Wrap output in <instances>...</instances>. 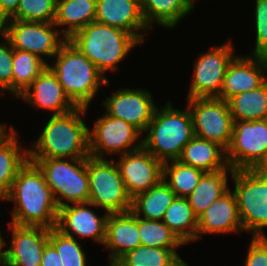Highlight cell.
I'll list each match as a JSON object with an SVG mask.
<instances>
[{
	"label": "cell",
	"mask_w": 267,
	"mask_h": 266,
	"mask_svg": "<svg viewBox=\"0 0 267 266\" xmlns=\"http://www.w3.org/2000/svg\"><path fill=\"white\" fill-rule=\"evenodd\" d=\"M244 266H267V236L252 237Z\"/></svg>",
	"instance_id": "cell-39"
},
{
	"label": "cell",
	"mask_w": 267,
	"mask_h": 266,
	"mask_svg": "<svg viewBox=\"0 0 267 266\" xmlns=\"http://www.w3.org/2000/svg\"><path fill=\"white\" fill-rule=\"evenodd\" d=\"M253 57L238 55L233 58L226 69L218 98L228 101L241 92L257 89L267 80L264 75L267 72V57Z\"/></svg>",
	"instance_id": "cell-17"
},
{
	"label": "cell",
	"mask_w": 267,
	"mask_h": 266,
	"mask_svg": "<svg viewBox=\"0 0 267 266\" xmlns=\"http://www.w3.org/2000/svg\"><path fill=\"white\" fill-rule=\"evenodd\" d=\"M95 21L123 29L140 43L146 34H141L139 30L150 29L144 20L139 0H96Z\"/></svg>",
	"instance_id": "cell-19"
},
{
	"label": "cell",
	"mask_w": 267,
	"mask_h": 266,
	"mask_svg": "<svg viewBox=\"0 0 267 266\" xmlns=\"http://www.w3.org/2000/svg\"><path fill=\"white\" fill-rule=\"evenodd\" d=\"M5 245H6V242L4 241L0 233V264H2L3 259H4L5 251H3L2 249L4 248L3 246Z\"/></svg>",
	"instance_id": "cell-43"
},
{
	"label": "cell",
	"mask_w": 267,
	"mask_h": 266,
	"mask_svg": "<svg viewBox=\"0 0 267 266\" xmlns=\"http://www.w3.org/2000/svg\"><path fill=\"white\" fill-rule=\"evenodd\" d=\"M20 0H0V15L5 19H10L17 11Z\"/></svg>",
	"instance_id": "cell-41"
},
{
	"label": "cell",
	"mask_w": 267,
	"mask_h": 266,
	"mask_svg": "<svg viewBox=\"0 0 267 266\" xmlns=\"http://www.w3.org/2000/svg\"><path fill=\"white\" fill-rule=\"evenodd\" d=\"M115 266H188L175 249H162L140 245L128 251Z\"/></svg>",
	"instance_id": "cell-32"
},
{
	"label": "cell",
	"mask_w": 267,
	"mask_h": 266,
	"mask_svg": "<svg viewBox=\"0 0 267 266\" xmlns=\"http://www.w3.org/2000/svg\"><path fill=\"white\" fill-rule=\"evenodd\" d=\"M73 205L67 203L59 208L56 228L67 236L92 237L96 242L104 244L109 213L100 218L86 207L94 206L90 202Z\"/></svg>",
	"instance_id": "cell-18"
},
{
	"label": "cell",
	"mask_w": 267,
	"mask_h": 266,
	"mask_svg": "<svg viewBox=\"0 0 267 266\" xmlns=\"http://www.w3.org/2000/svg\"><path fill=\"white\" fill-rule=\"evenodd\" d=\"M54 57L57 59L54 66L48 67L64 92L77 107L88 108L98 88L109 83L107 77L68 39Z\"/></svg>",
	"instance_id": "cell-3"
},
{
	"label": "cell",
	"mask_w": 267,
	"mask_h": 266,
	"mask_svg": "<svg viewBox=\"0 0 267 266\" xmlns=\"http://www.w3.org/2000/svg\"><path fill=\"white\" fill-rule=\"evenodd\" d=\"M20 97L34 107L52 110L53 116L68 113L77 107L66 95L56 75L48 66Z\"/></svg>",
	"instance_id": "cell-20"
},
{
	"label": "cell",
	"mask_w": 267,
	"mask_h": 266,
	"mask_svg": "<svg viewBox=\"0 0 267 266\" xmlns=\"http://www.w3.org/2000/svg\"><path fill=\"white\" fill-rule=\"evenodd\" d=\"M116 164L131 198L147 191L163 179V162L143 146L121 155Z\"/></svg>",
	"instance_id": "cell-14"
},
{
	"label": "cell",
	"mask_w": 267,
	"mask_h": 266,
	"mask_svg": "<svg viewBox=\"0 0 267 266\" xmlns=\"http://www.w3.org/2000/svg\"><path fill=\"white\" fill-rule=\"evenodd\" d=\"M140 134L142 133L130 123L105 113L89 131L90 156L104 159V152L109 155L120 152V155H124L135 151L142 147V140L138 141ZM136 140L138 143L134 144Z\"/></svg>",
	"instance_id": "cell-12"
},
{
	"label": "cell",
	"mask_w": 267,
	"mask_h": 266,
	"mask_svg": "<svg viewBox=\"0 0 267 266\" xmlns=\"http://www.w3.org/2000/svg\"><path fill=\"white\" fill-rule=\"evenodd\" d=\"M31 52L13 48L12 92L19 97L45 70L48 64Z\"/></svg>",
	"instance_id": "cell-31"
},
{
	"label": "cell",
	"mask_w": 267,
	"mask_h": 266,
	"mask_svg": "<svg viewBox=\"0 0 267 266\" xmlns=\"http://www.w3.org/2000/svg\"><path fill=\"white\" fill-rule=\"evenodd\" d=\"M2 200L15 203L10 223L48 229L57 225L59 207L53 192L39 167L30 160L19 169L9 193Z\"/></svg>",
	"instance_id": "cell-1"
},
{
	"label": "cell",
	"mask_w": 267,
	"mask_h": 266,
	"mask_svg": "<svg viewBox=\"0 0 267 266\" xmlns=\"http://www.w3.org/2000/svg\"><path fill=\"white\" fill-rule=\"evenodd\" d=\"M267 150V119L234 121L231 142L226 149L233 170L253 169Z\"/></svg>",
	"instance_id": "cell-10"
},
{
	"label": "cell",
	"mask_w": 267,
	"mask_h": 266,
	"mask_svg": "<svg viewBox=\"0 0 267 266\" xmlns=\"http://www.w3.org/2000/svg\"><path fill=\"white\" fill-rule=\"evenodd\" d=\"M194 136L218 143L228 148L234 127V120L226 100L218 97L190 98L188 108Z\"/></svg>",
	"instance_id": "cell-9"
},
{
	"label": "cell",
	"mask_w": 267,
	"mask_h": 266,
	"mask_svg": "<svg viewBox=\"0 0 267 266\" xmlns=\"http://www.w3.org/2000/svg\"><path fill=\"white\" fill-rule=\"evenodd\" d=\"M154 111L142 139V146L163 163L177 160L183 148L194 137L193 121L189 109L180 111L170 104ZM170 159V160H169Z\"/></svg>",
	"instance_id": "cell-5"
},
{
	"label": "cell",
	"mask_w": 267,
	"mask_h": 266,
	"mask_svg": "<svg viewBox=\"0 0 267 266\" xmlns=\"http://www.w3.org/2000/svg\"><path fill=\"white\" fill-rule=\"evenodd\" d=\"M57 0H20L16 13L8 20L54 22Z\"/></svg>",
	"instance_id": "cell-36"
},
{
	"label": "cell",
	"mask_w": 267,
	"mask_h": 266,
	"mask_svg": "<svg viewBox=\"0 0 267 266\" xmlns=\"http://www.w3.org/2000/svg\"><path fill=\"white\" fill-rule=\"evenodd\" d=\"M6 43L0 44V89L11 91L13 76V46L9 39L1 34Z\"/></svg>",
	"instance_id": "cell-38"
},
{
	"label": "cell",
	"mask_w": 267,
	"mask_h": 266,
	"mask_svg": "<svg viewBox=\"0 0 267 266\" xmlns=\"http://www.w3.org/2000/svg\"><path fill=\"white\" fill-rule=\"evenodd\" d=\"M227 169L232 175L234 170L229 166L225 170L206 172L193 192L187 197L197 217L229 190L227 186Z\"/></svg>",
	"instance_id": "cell-27"
},
{
	"label": "cell",
	"mask_w": 267,
	"mask_h": 266,
	"mask_svg": "<svg viewBox=\"0 0 267 266\" xmlns=\"http://www.w3.org/2000/svg\"><path fill=\"white\" fill-rule=\"evenodd\" d=\"M89 202L109 214L130 212L132 198L128 194L114 160L87 158Z\"/></svg>",
	"instance_id": "cell-8"
},
{
	"label": "cell",
	"mask_w": 267,
	"mask_h": 266,
	"mask_svg": "<svg viewBox=\"0 0 267 266\" xmlns=\"http://www.w3.org/2000/svg\"><path fill=\"white\" fill-rule=\"evenodd\" d=\"M231 41L199 55L188 98L219 97L228 64L236 56Z\"/></svg>",
	"instance_id": "cell-13"
},
{
	"label": "cell",
	"mask_w": 267,
	"mask_h": 266,
	"mask_svg": "<svg viewBox=\"0 0 267 266\" xmlns=\"http://www.w3.org/2000/svg\"><path fill=\"white\" fill-rule=\"evenodd\" d=\"M176 197V194L162 179L147 191L135 195L132 198L130 211L137 217L143 215L144 219L162 220L165 211Z\"/></svg>",
	"instance_id": "cell-26"
},
{
	"label": "cell",
	"mask_w": 267,
	"mask_h": 266,
	"mask_svg": "<svg viewBox=\"0 0 267 266\" xmlns=\"http://www.w3.org/2000/svg\"><path fill=\"white\" fill-rule=\"evenodd\" d=\"M243 230L234 192L228 190L198 217L197 239L201 233H229Z\"/></svg>",
	"instance_id": "cell-22"
},
{
	"label": "cell",
	"mask_w": 267,
	"mask_h": 266,
	"mask_svg": "<svg viewBox=\"0 0 267 266\" xmlns=\"http://www.w3.org/2000/svg\"><path fill=\"white\" fill-rule=\"evenodd\" d=\"M103 245L111 249L109 265L115 264L128 251L142 245L139 235L138 217L131 211L109 214Z\"/></svg>",
	"instance_id": "cell-21"
},
{
	"label": "cell",
	"mask_w": 267,
	"mask_h": 266,
	"mask_svg": "<svg viewBox=\"0 0 267 266\" xmlns=\"http://www.w3.org/2000/svg\"><path fill=\"white\" fill-rule=\"evenodd\" d=\"M162 221L184 244L197 240L198 217L187 198L176 197L165 211Z\"/></svg>",
	"instance_id": "cell-30"
},
{
	"label": "cell",
	"mask_w": 267,
	"mask_h": 266,
	"mask_svg": "<svg viewBox=\"0 0 267 266\" xmlns=\"http://www.w3.org/2000/svg\"><path fill=\"white\" fill-rule=\"evenodd\" d=\"M77 240L56 227L49 229V242L55 247L62 266H86L85 252Z\"/></svg>",
	"instance_id": "cell-35"
},
{
	"label": "cell",
	"mask_w": 267,
	"mask_h": 266,
	"mask_svg": "<svg viewBox=\"0 0 267 266\" xmlns=\"http://www.w3.org/2000/svg\"><path fill=\"white\" fill-rule=\"evenodd\" d=\"M103 105L107 115L130 123L141 133L146 132L156 109L148 91L129 88L117 90Z\"/></svg>",
	"instance_id": "cell-15"
},
{
	"label": "cell",
	"mask_w": 267,
	"mask_h": 266,
	"mask_svg": "<svg viewBox=\"0 0 267 266\" xmlns=\"http://www.w3.org/2000/svg\"><path fill=\"white\" fill-rule=\"evenodd\" d=\"M10 22V25H9ZM3 34L9 39L14 49L31 52L39 58L54 57L67 40L61 38L62 30H52L54 22H35L6 20ZM64 40V41H63Z\"/></svg>",
	"instance_id": "cell-11"
},
{
	"label": "cell",
	"mask_w": 267,
	"mask_h": 266,
	"mask_svg": "<svg viewBox=\"0 0 267 266\" xmlns=\"http://www.w3.org/2000/svg\"><path fill=\"white\" fill-rule=\"evenodd\" d=\"M171 162V165L168 161L163 163V179L177 197L187 198L206 172L178 160ZM167 178L170 180L167 181Z\"/></svg>",
	"instance_id": "cell-33"
},
{
	"label": "cell",
	"mask_w": 267,
	"mask_h": 266,
	"mask_svg": "<svg viewBox=\"0 0 267 266\" xmlns=\"http://www.w3.org/2000/svg\"><path fill=\"white\" fill-rule=\"evenodd\" d=\"M103 74L116 70V64L140 42L129 32L96 21L74 33L68 39Z\"/></svg>",
	"instance_id": "cell-4"
},
{
	"label": "cell",
	"mask_w": 267,
	"mask_h": 266,
	"mask_svg": "<svg viewBox=\"0 0 267 266\" xmlns=\"http://www.w3.org/2000/svg\"><path fill=\"white\" fill-rule=\"evenodd\" d=\"M258 173L267 175V150L262 158V160L253 168Z\"/></svg>",
	"instance_id": "cell-42"
},
{
	"label": "cell",
	"mask_w": 267,
	"mask_h": 266,
	"mask_svg": "<svg viewBox=\"0 0 267 266\" xmlns=\"http://www.w3.org/2000/svg\"><path fill=\"white\" fill-rule=\"evenodd\" d=\"M5 19L0 15V35L3 33L4 31V27H5Z\"/></svg>",
	"instance_id": "cell-45"
},
{
	"label": "cell",
	"mask_w": 267,
	"mask_h": 266,
	"mask_svg": "<svg viewBox=\"0 0 267 266\" xmlns=\"http://www.w3.org/2000/svg\"><path fill=\"white\" fill-rule=\"evenodd\" d=\"M227 102L234 121L267 119V80L257 89L241 92Z\"/></svg>",
	"instance_id": "cell-29"
},
{
	"label": "cell",
	"mask_w": 267,
	"mask_h": 266,
	"mask_svg": "<svg viewBox=\"0 0 267 266\" xmlns=\"http://www.w3.org/2000/svg\"><path fill=\"white\" fill-rule=\"evenodd\" d=\"M193 6H194V1L195 0H188Z\"/></svg>",
	"instance_id": "cell-46"
},
{
	"label": "cell",
	"mask_w": 267,
	"mask_h": 266,
	"mask_svg": "<svg viewBox=\"0 0 267 266\" xmlns=\"http://www.w3.org/2000/svg\"><path fill=\"white\" fill-rule=\"evenodd\" d=\"M87 109L76 107L68 113L52 115L32 149H27L28 159L88 158L90 130L81 117Z\"/></svg>",
	"instance_id": "cell-2"
},
{
	"label": "cell",
	"mask_w": 267,
	"mask_h": 266,
	"mask_svg": "<svg viewBox=\"0 0 267 266\" xmlns=\"http://www.w3.org/2000/svg\"><path fill=\"white\" fill-rule=\"evenodd\" d=\"M12 240L4 250L3 266H41L43 250L49 241V229L9 223Z\"/></svg>",
	"instance_id": "cell-16"
},
{
	"label": "cell",
	"mask_w": 267,
	"mask_h": 266,
	"mask_svg": "<svg viewBox=\"0 0 267 266\" xmlns=\"http://www.w3.org/2000/svg\"><path fill=\"white\" fill-rule=\"evenodd\" d=\"M96 0H57L54 24L66 26L62 31L69 39L74 33L95 21Z\"/></svg>",
	"instance_id": "cell-24"
},
{
	"label": "cell",
	"mask_w": 267,
	"mask_h": 266,
	"mask_svg": "<svg viewBox=\"0 0 267 266\" xmlns=\"http://www.w3.org/2000/svg\"><path fill=\"white\" fill-rule=\"evenodd\" d=\"M28 160L43 173L59 208L67 204L61 199L72 204L89 202L87 158L70 159L71 162L66 158Z\"/></svg>",
	"instance_id": "cell-6"
},
{
	"label": "cell",
	"mask_w": 267,
	"mask_h": 266,
	"mask_svg": "<svg viewBox=\"0 0 267 266\" xmlns=\"http://www.w3.org/2000/svg\"><path fill=\"white\" fill-rule=\"evenodd\" d=\"M177 160L204 172H216L228 167L226 150L218 143L197 136L186 144Z\"/></svg>",
	"instance_id": "cell-23"
},
{
	"label": "cell",
	"mask_w": 267,
	"mask_h": 266,
	"mask_svg": "<svg viewBox=\"0 0 267 266\" xmlns=\"http://www.w3.org/2000/svg\"><path fill=\"white\" fill-rule=\"evenodd\" d=\"M256 44L253 54L267 57V0H256Z\"/></svg>",
	"instance_id": "cell-37"
},
{
	"label": "cell",
	"mask_w": 267,
	"mask_h": 266,
	"mask_svg": "<svg viewBox=\"0 0 267 266\" xmlns=\"http://www.w3.org/2000/svg\"><path fill=\"white\" fill-rule=\"evenodd\" d=\"M16 134L12 128L0 141V200L9 193L19 169L28 161V150L20 152Z\"/></svg>",
	"instance_id": "cell-25"
},
{
	"label": "cell",
	"mask_w": 267,
	"mask_h": 266,
	"mask_svg": "<svg viewBox=\"0 0 267 266\" xmlns=\"http://www.w3.org/2000/svg\"><path fill=\"white\" fill-rule=\"evenodd\" d=\"M234 194L243 230L252 231L253 237H266L267 175L253 169L234 170Z\"/></svg>",
	"instance_id": "cell-7"
},
{
	"label": "cell",
	"mask_w": 267,
	"mask_h": 266,
	"mask_svg": "<svg viewBox=\"0 0 267 266\" xmlns=\"http://www.w3.org/2000/svg\"><path fill=\"white\" fill-rule=\"evenodd\" d=\"M6 128V125L0 124V141L8 134Z\"/></svg>",
	"instance_id": "cell-44"
},
{
	"label": "cell",
	"mask_w": 267,
	"mask_h": 266,
	"mask_svg": "<svg viewBox=\"0 0 267 266\" xmlns=\"http://www.w3.org/2000/svg\"><path fill=\"white\" fill-rule=\"evenodd\" d=\"M41 266H62L55 247L49 241L43 250Z\"/></svg>",
	"instance_id": "cell-40"
},
{
	"label": "cell",
	"mask_w": 267,
	"mask_h": 266,
	"mask_svg": "<svg viewBox=\"0 0 267 266\" xmlns=\"http://www.w3.org/2000/svg\"><path fill=\"white\" fill-rule=\"evenodd\" d=\"M144 20L148 27L155 21L166 27L175 25L193 9L188 0H139Z\"/></svg>",
	"instance_id": "cell-28"
},
{
	"label": "cell",
	"mask_w": 267,
	"mask_h": 266,
	"mask_svg": "<svg viewBox=\"0 0 267 266\" xmlns=\"http://www.w3.org/2000/svg\"><path fill=\"white\" fill-rule=\"evenodd\" d=\"M141 244L147 247L175 249L184 243L162 220H148L138 217Z\"/></svg>",
	"instance_id": "cell-34"
}]
</instances>
